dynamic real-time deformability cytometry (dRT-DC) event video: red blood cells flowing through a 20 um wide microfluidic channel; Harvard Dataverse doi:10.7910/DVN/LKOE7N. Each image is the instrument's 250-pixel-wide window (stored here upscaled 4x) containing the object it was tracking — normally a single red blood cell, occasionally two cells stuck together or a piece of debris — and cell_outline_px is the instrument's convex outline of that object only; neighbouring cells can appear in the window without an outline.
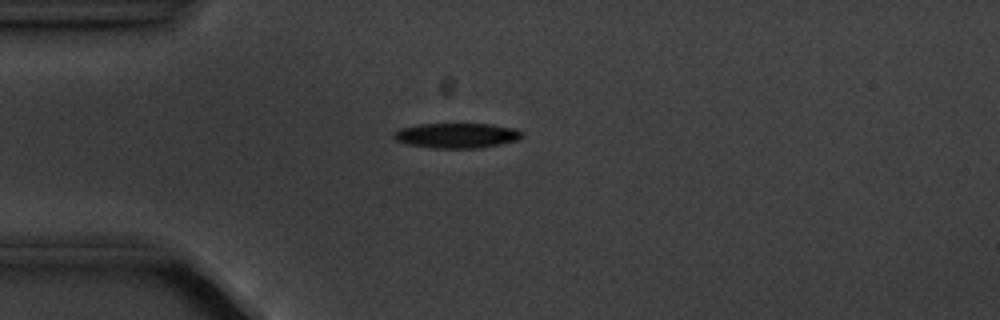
{"species": "common noctule bat (a hibernating species)", "species_latin": "Nyctalus noctula", "temperature_condition": "cold", "stored_images_in_passage": 3, "camera_frame_rate_fps": 3000, "um_per_image_px": 0.085, "animal": {"sex": "male", "body_mass_g": 20.1, "forearm_length_mm": 53.5}, "frame": {"image": 1, "passage_image": 3, "time_ms": 2.333, "image_size_px": [1000, 320], "cell_outline_px": [[520, 140], [480, 148], [432, 148], [408, 144], [396, 140], [392, 136], [392, 132], [400, 128], [420, 124], [492, 124], [516, 128], [520, 132]], "centroid_in_image_um": [38.8, 11.52], "position_along_channel_um": 46.2, "area_um2": 18.73}}